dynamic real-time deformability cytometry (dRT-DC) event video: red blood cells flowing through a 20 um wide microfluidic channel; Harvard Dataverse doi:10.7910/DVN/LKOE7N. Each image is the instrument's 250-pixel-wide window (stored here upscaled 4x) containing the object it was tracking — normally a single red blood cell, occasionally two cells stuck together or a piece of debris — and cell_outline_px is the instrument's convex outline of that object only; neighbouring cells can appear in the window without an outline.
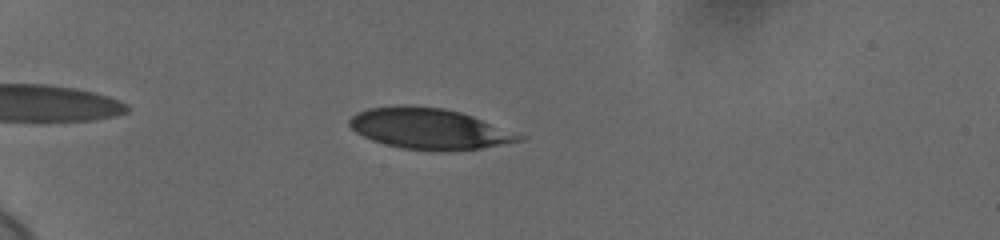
{"species": "human", "species_latin": "Homo sapiens", "temperature_condition": "cold", "stored_images_in_passage": 48, "camera_frame_rate_fps": 3000, "um_per_image_px": 0.085, "donor": {"sex": "female"}, "frame": {"image": 1, "passage_image": 8, "time_ms": 2.333, "image_size_px": [1000, 240], "cell_outline_px": [[528, 136], [524, 140], [480, 148], [448, 152], [440, 152], [400, 148], [372, 140], [356, 132], [348, 124], [348, 120], [356, 112], [368, 108], [400, 104], [444, 108], [460, 112], [472, 116]], "centroid_in_image_um": [36.49, 10.94], "position_along_channel_um": 48.5, "area_um2": 40.81}}
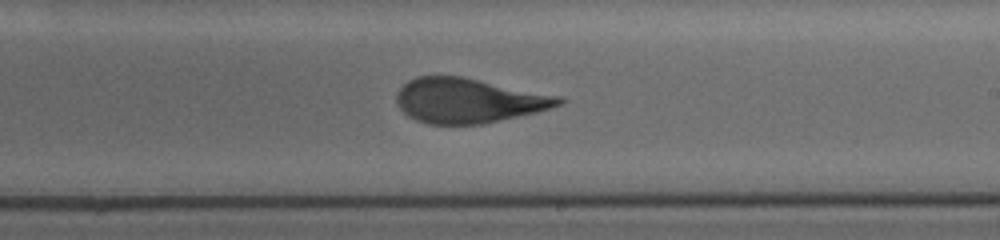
{"frame": {"image": 2, "passage_image": 28, "time_ms": 9.0, "image_size_px": [1000, 240], "cell_outline_px": [[564, 100], [560, 104], [536, 112], [484, 124], [428, 124], [416, 120], [408, 116], [400, 108], [396, 100], [396, 92], [408, 80], [416, 76], [464, 76], [560, 96]], "centroid_in_image_um": [39.78, 8.54], "position_along_channel_um": 249.2, "area_um2": 42.25}}
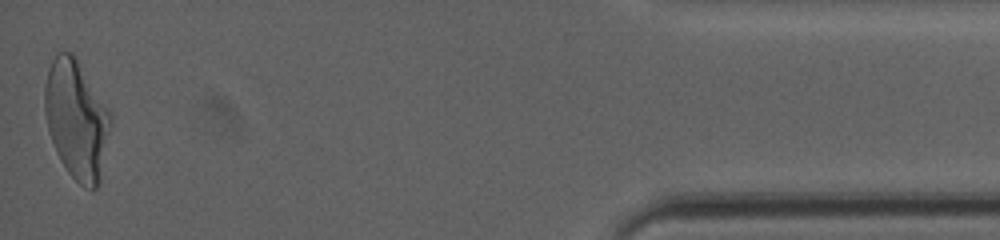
{"frame": {"image": 3, "passage_image": 48, "time_ms": 15.667, "image_size_px": [1000, 240], "cell_outline_px": [[112, 124], [100, 180], [96, 188], [92, 192], [84, 188], [68, 172], [60, 160], [56, 152], [48, 128], [44, 108], [44, 84], [48, 68], [52, 60], [60, 52], [72, 52], [76, 56], [112, 112]], "centroid_in_image_um": [6.53, 10.15], "position_along_channel_um": 428.7, "area_um2": 46.18}, "authors_computed_cell_mechanics": {"area_um2": 42.3096, "velocity_mm_per_s": 3.6705, "shape_relaxation_time_tau1_ms": 5.4456, "shape_relaxation_time_tau2_ms": 0.9234, "deformation_change_tau1": 0.1965, "deformation_change_tau2": 0.0936}}